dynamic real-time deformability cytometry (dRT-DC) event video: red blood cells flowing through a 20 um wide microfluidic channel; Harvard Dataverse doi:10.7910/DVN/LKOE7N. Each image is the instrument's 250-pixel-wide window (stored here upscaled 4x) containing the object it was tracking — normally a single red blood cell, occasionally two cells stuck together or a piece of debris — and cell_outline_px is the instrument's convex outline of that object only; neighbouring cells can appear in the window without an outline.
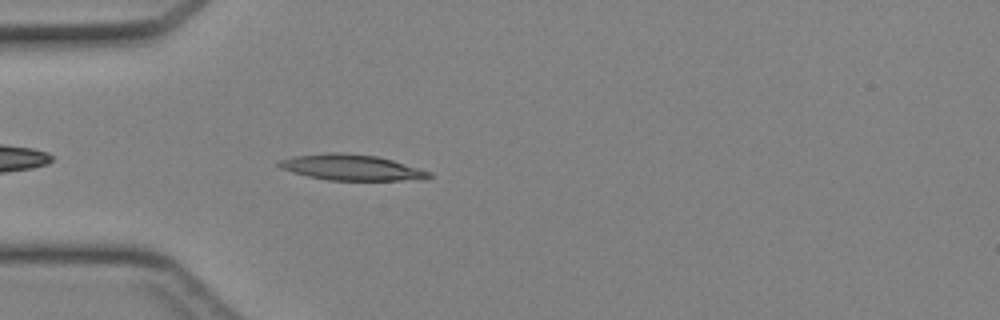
{"species": "Egyptian fruit bat (a non-hibernating species)", "species_latin": "Rousettus aegyptiacus", "temperature_condition": "cold", "stored_images_in_passage": 7, "camera_frame_rate_fps": 3000, "um_per_image_px": 0.085, "animal": {"sex": "female"}, "frame": {"image": 1, "passage_image": 3, "time_ms": 0.667, "image_size_px": [1000, 320], "cell_outline_px": [[432, 176], [428, 180], [328, 180], [308, 176], [292, 172], [280, 168], [276, 164], [280, 160], [292, 156], [332, 152], [344, 152], [376, 156], [392, 160], [432, 172]], "centroid_in_image_um": [29.9, 14.23], "position_along_channel_um": 55.1, "area_um2": 22.66}}